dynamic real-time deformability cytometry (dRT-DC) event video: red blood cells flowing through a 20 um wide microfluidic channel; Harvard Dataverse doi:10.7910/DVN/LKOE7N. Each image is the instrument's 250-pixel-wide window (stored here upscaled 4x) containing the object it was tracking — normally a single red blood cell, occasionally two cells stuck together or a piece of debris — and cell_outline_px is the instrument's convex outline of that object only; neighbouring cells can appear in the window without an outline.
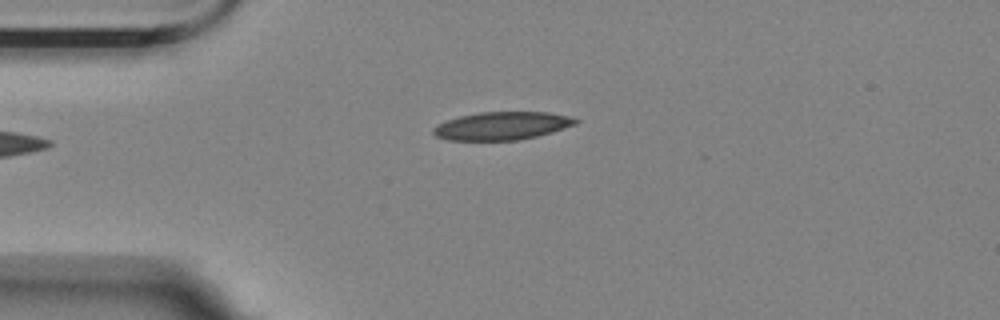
{"species": "Egyptian fruit bat (a non-hibernating species)", "species_latin": "Rousettus aegyptiacus", "temperature_condition": "room temperature", "stored_images_in_passage": 5, "camera_frame_rate_fps": 3000, "um_per_image_px": 0.085, "animal": {"sex": "female"}, "frame": {"image": 1, "passage_image": 1, "time_ms": 0.0, "image_size_px": [1000, 320], "cell_outline_px": [[580, 120], [576, 124], [552, 132], [520, 140], [448, 140], [436, 136], [432, 132], [432, 128], [448, 120], [460, 116], [480, 112], [548, 112], [568, 116]], "centroid_in_image_um": [42.68, 10.7], "position_along_channel_um": 42.3, "area_um2": 23.06}}
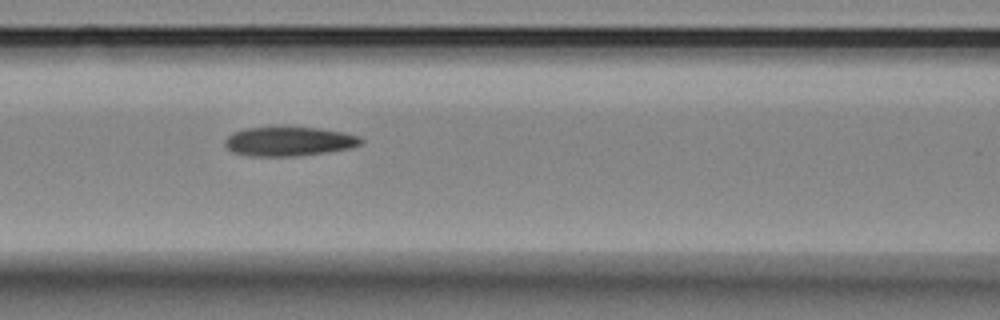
{"frame": {"image": 2, "passage_image": 4, "time_ms": 1.0, "image_size_px": [1000, 320], "cell_outline_px": [[364, 140], [360, 144], [352, 148], [328, 152], [296, 156], [248, 156], [232, 152], [224, 144], [224, 140], [232, 132], [244, 128], [280, 124], [320, 128], [344, 132], [360, 136]], "centroid_in_image_um": [24.54, 11.97], "position_along_channel_um": 142.1, "area_um2": 24.28}}
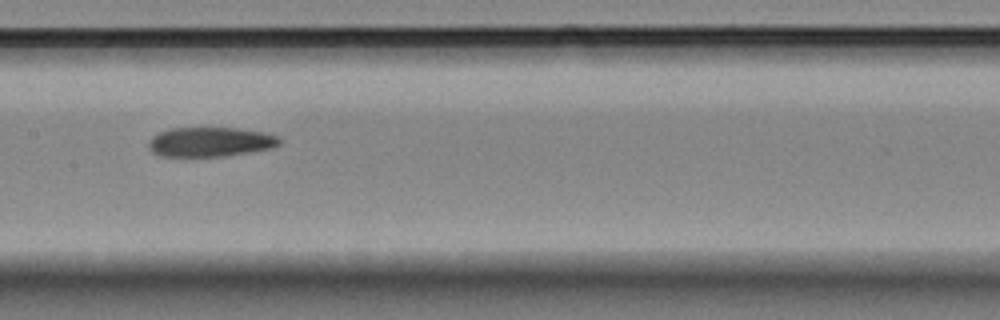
{"frame": {"image": 3, "passage_image": 5, "time_ms": 1.333, "image_size_px": [1000, 320], "cell_outline_px": [[280, 144], [272, 148], [224, 156], [160, 156], [152, 152], [148, 144], [148, 140], [152, 136], [168, 128], [236, 128], [264, 132], [280, 136]], "centroid_in_image_um": [17.87, 12.05], "position_along_channel_um": 189.5, "area_um2": 22.54}}